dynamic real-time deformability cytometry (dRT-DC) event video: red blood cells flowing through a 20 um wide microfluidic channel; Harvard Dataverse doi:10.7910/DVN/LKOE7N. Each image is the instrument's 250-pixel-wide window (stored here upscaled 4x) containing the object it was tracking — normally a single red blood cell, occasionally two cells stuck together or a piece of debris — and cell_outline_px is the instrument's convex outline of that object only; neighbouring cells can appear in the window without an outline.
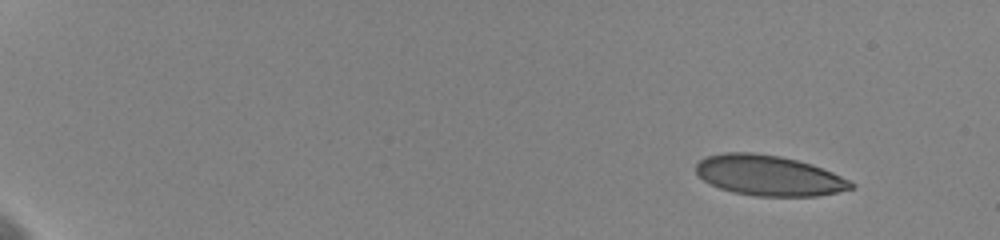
{"species": "human", "species_latin": "Homo sapiens", "temperature_condition": "cold", "stored_images_in_passage": 36, "camera_frame_rate_fps": 3000, "um_per_image_px": 0.085, "donor": {"sex": "female"}, "frame": {"image": 1, "passage_image": 3, "time_ms": 1.333, "image_size_px": [1000, 240], "cell_outline_px": [[856, 184], [852, 188], [836, 192], [816, 196], [756, 196], [732, 192], [720, 188], [704, 180], [696, 172], [696, 164], [700, 160], [708, 156], [724, 152], [752, 152], [780, 156], [812, 164], [852, 180]], "centroid_in_image_um": [65.37, 14.91], "position_along_channel_um": 19.6, "area_um2": 36.41}}
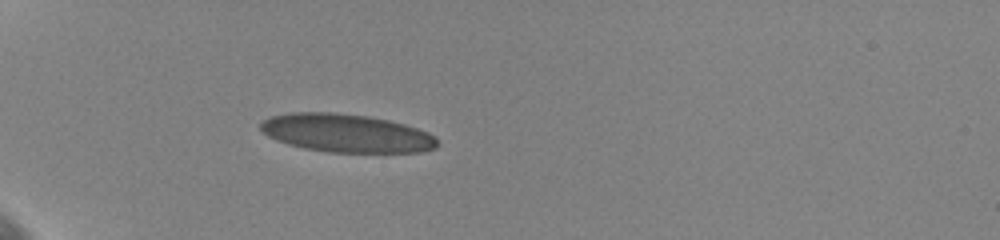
{"frame": {"image": 2, "passage_image": 20, "time_ms": 6.0, "image_size_px": [1000, 240], "cell_outline_px": [[436, 148], [420, 152], [328, 152], [304, 148], [288, 144], [276, 140], [268, 136], [260, 128], [260, 124], [264, 120], [272, 116], [292, 112], [332, 112], [368, 116], [388, 120], [404, 124], [428, 132], [436, 136]], "centroid_in_image_um": [29.44, 11.32], "position_along_channel_um": 55.6, "area_um2": 39.25}}